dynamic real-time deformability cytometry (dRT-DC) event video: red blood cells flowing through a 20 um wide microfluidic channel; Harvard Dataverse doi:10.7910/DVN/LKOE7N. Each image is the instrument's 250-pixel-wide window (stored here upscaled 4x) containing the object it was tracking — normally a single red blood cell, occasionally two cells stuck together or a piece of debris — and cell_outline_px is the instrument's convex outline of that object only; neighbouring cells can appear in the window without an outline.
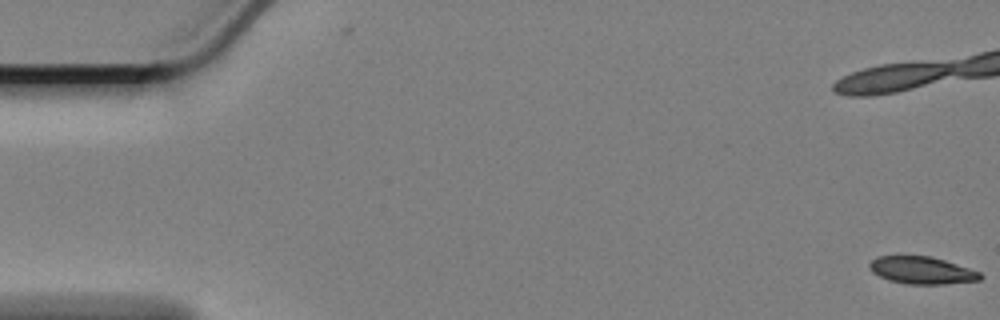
{"species": "Egyptian fruit bat (a non-hibernating species)", "species_latin": "Rousettus aegyptiacus", "temperature_condition": "cold", "stored_images_in_passage": 60, "camera_frame_rate_fps": 3000, "um_per_image_px": 0.085, "animal": {"sex": "female"}, "frame": {"image": 1, "passage_image": 1, "time_ms": 0.0, "image_size_px": [1000, 320], "cell_outline_px": [[984, 276], [980, 280], [944, 284], [908, 284], [888, 280], [872, 272], [868, 268], [868, 264], [876, 256], [928, 256], [944, 260], [980, 272]], "centroid_in_image_um": [78.33, 22.98], "position_along_channel_um": 6.7, "area_um2": 17.57}}